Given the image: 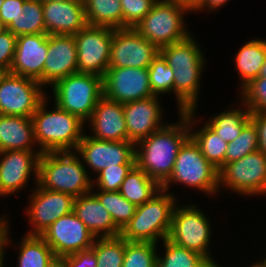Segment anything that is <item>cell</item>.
I'll return each mask as SVG.
<instances>
[{"label":"cell","instance_id":"9f6ffc18","mask_svg":"<svg viewBox=\"0 0 266 267\" xmlns=\"http://www.w3.org/2000/svg\"><path fill=\"white\" fill-rule=\"evenodd\" d=\"M7 30L6 25L0 20V34Z\"/></svg>","mask_w":266,"mask_h":267},{"label":"cell","instance_id":"1f68e13d","mask_svg":"<svg viewBox=\"0 0 266 267\" xmlns=\"http://www.w3.org/2000/svg\"><path fill=\"white\" fill-rule=\"evenodd\" d=\"M88 25L123 28V13L120 0H88L85 3Z\"/></svg>","mask_w":266,"mask_h":267},{"label":"cell","instance_id":"6f0895ef","mask_svg":"<svg viewBox=\"0 0 266 267\" xmlns=\"http://www.w3.org/2000/svg\"><path fill=\"white\" fill-rule=\"evenodd\" d=\"M262 259L260 260L261 263L266 267V254L264 252V256L261 257Z\"/></svg>","mask_w":266,"mask_h":267},{"label":"cell","instance_id":"484cf974","mask_svg":"<svg viewBox=\"0 0 266 267\" xmlns=\"http://www.w3.org/2000/svg\"><path fill=\"white\" fill-rule=\"evenodd\" d=\"M7 150H39L31 118L0 115V152Z\"/></svg>","mask_w":266,"mask_h":267},{"label":"cell","instance_id":"b9f144b4","mask_svg":"<svg viewBox=\"0 0 266 267\" xmlns=\"http://www.w3.org/2000/svg\"><path fill=\"white\" fill-rule=\"evenodd\" d=\"M157 0H120L123 13V28L135 27L151 10Z\"/></svg>","mask_w":266,"mask_h":267},{"label":"cell","instance_id":"e575fe53","mask_svg":"<svg viewBox=\"0 0 266 267\" xmlns=\"http://www.w3.org/2000/svg\"><path fill=\"white\" fill-rule=\"evenodd\" d=\"M101 204L108 210L116 226L122 231L135 214L136 206L119 191L92 189Z\"/></svg>","mask_w":266,"mask_h":267},{"label":"cell","instance_id":"52a82bcc","mask_svg":"<svg viewBox=\"0 0 266 267\" xmlns=\"http://www.w3.org/2000/svg\"><path fill=\"white\" fill-rule=\"evenodd\" d=\"M189 13L192 14V10L186 5L157 0L134 29L160 49L181 42L192 34L185 23V16Z\"/></svg>","mask_w":266,"mask_h":267},{"label":"cell","instance_id":"4fadbf2b","mask_svg":"<svg viewBox=\"0 0 266 267\" xmlns=\"http://www.w3.org/2000/svg\"><path fill=\"white\" fill-rule=\"evenodd\" d=\"M114 29L87 25L74 35L77 46V73L105 75L109 68Z\"/></svg>","mask_w":266,"mask_h":267},{"label":"cell","instance_id":"44dd1931","mask_svg":"<svg viewBox=\"0 0 266 267\" xmlns=\"http://www.w3.org/2000/svg\"><path fill=\"white\" fill-rule=\"evenodd\" d=\"M87 127L92 132L89 136L95 139L128 141L123 104L104 96L97 102L90 119L85 123V128Z\"/></svg>","mask_w":266,"mask_h":267},{"label":"cell","instance_id":"2e32d148","mask_svg":"<svg viewBox=\"0 0 266 267\" xmlns=\"http://www.w3.org/2000/svg\"><path fill=\"white\" fill-rule=\"evenodd\" d=\"M40 236L51 247L56 258L90 249L96 239L73 211L58 218Z\"/></svg>","mask_w":266,"mask_h":267},{"label":"cell","instance_id":"60d3db41","mask_svg":"<svg viewBox=\"0 0 266 267\" xmlns=\"http://www.w3.org/2000/svg\"><path fill=\"white\" fill-rule=\"evenodd\" d=\"M135 164H119L107 167L93 177L92 189L102 191H119L120 186Z\"/></svg>","mask_w":266,"mask_h":267},{"label":"cell","instance_id":"f907efd6","mask_svg":"<svg viewBox=\"0 0 266 267\" xmlns=\"http://www.w3.org/2000/svg\"><path fill=\"white\" fill-rule=\"evenodd\" d=\"M49 267H69L64 258H55Z\"/></svg>","mask_w":266,"mask_h":267},{"label":"cell","instance_id":"4dcf8cb0","mask_svg":"<svg viewBox=\"0 0 266 267\" xmlns=\"http://www.w3.org/2000/svg\"><path fill=\"white\" fill-rule=\"evenodd\" d=\"M161 190V185L136 165L122 182L119 192L136 207L150 200Z\"/></svg>","mask_w":266,"mask_h":267},{"label":"cell","instance_id":"91938a15","mask_svg":"<svg viewBox=\"0 0 266 267\" xmlns=\"http://www.w3.org/2000/svg\"><path fill=\"white\" fill-rule=\"evenodd\" d=\"M211 267H224L223 264L221 265L220 263L218 264H213Z\"/></svg>","mask_w":266,"mask_h":267},{"label":"cell","instance_id":"7bdbcfd3","mask_svg":"<svg viewBox=\"0 0 266 267\" xmlns=\"http://www.w3.org/2000/svg\"><path fill=\"white\" fill-rule=\"evenodd\" d=\"M17 36L8 29L0 34V66L10 71L13 62Z\"/></svg>","mask_w":266,"mask_h":267},{"label":"cell","instance_id":"f35d334b","mask_svg":"<svg viewBox=\"0 0 266 267\" xmlns=\"http://www.w3.org/2000/svg\"><path fill=\"white\" fill-rule=\"evenodd\" d=\"M258 146V131L254 123L250 120L243 127L239 136L228 143L225 155V164L239 160L245 155L259 150Z\"/></svg>","mask_w":266,"mask_h":267},{"label":"cell","instance_id":"5bb4252c","mask_svg":"<svg viewBox=\"0 0 266 267\" xmlns=\"http://www.w3.org/2000/svg\"><path fill=\"white\" fill-rule=\"evenodd\" d=\"M75 152L80 156L88 174L92 176L109 166L135 164V143L132 141L99 140L84 133Z\"/></svg>","mask_w":266,"mask_h":267},{"label":"cell","instance_id":"ab89813d","mask_svg":"<svg viewBox=\"0 0 266 267\" xmlns=\"http://www.w3.org/2000/svg\"><path fill=\"white\" fill-rule=\"evenodd\" d=\"M239 99L250 112H266V78L252 79L238 91Z\"/></svg>","mask_w":266,"mask_h":267},{"label":"cell","instance_id":"7402d4cb","mask_svg":"<svg viewBox=\"0 0 266 267\" xmlns=\"http://www.w3.org/2000/svg\"><path fill=\"white\" fill-rule=\"evenodd\" d=\"M42 5L48 35H75L88 25L83 3L74 0L45 1Z\"/></svg>","mask_w":266,"mask_h":267},{"label":"cell","instance_id":"c3c4849f","mask_svg":"<svg viewBox=\"0 0 266 267\" xmlns=\"http://www.w3.org/2000/svg\"><path fill=\"white\" fill-rule=\"evenodd\" d=\"M8 213H3V215L0 214V242L2 237L4 236L6 227L10 224V218ZM9 221V222H8Z\"/></svg>","mask_w":266,"mask_h":267},{"label":"cell","instance_id":"f5cc1de1","mask_svg":"<svg viewBox=\"0 0 266 267\" xmlns=\"http://www.w3.org/2000/svg\"><path fill=\"white\" fill-rule=\"evenodd\" d=\"M246 267H265V266L261 263L260 256H259V259L258 260H256L255 262H252L250 264V266L248 265Z\"/></svg>","mask_w":266,"mask_h":267},{"label":"cell","instance_id":"8992f818","mask_svg":"<svg viewBox=\"0 0 266 267\" xmlns=\"http://www.w3.org/2000/svg\"><path fill=\"white\" fill-rule=\"evenodd\" d=\"M176 204L167 239L178 246L195 251L207 258L212 264L220 262L212 255L213 224L207 213L199 205L190 202Z\"/></svg>","mask_w":266,"mask_h":267},{"label":"cell","instance_id":"681fc988","mask_svg":"<svg viewBox=\"0 0 266 267\" xmlns=\"http://www.w3.org/2000/svg\"><path fill=\"white\" fill-rule=\"evenodd\" d=\"M163 1L177 2V3H180V4L186 5L191 10L194 8V6L198 2V0H163Z\"/></svg>","mask_w":266,"mask_h":267},{"label":"cell","instance_id":"94428289","mask_svg":"<svg viewBox=\"0 0 266 267\" xmlns=\"http://www.w3.org/2000/svg\"><path fill=\"white\" fill-rule=\"evenodd\" d=\"M74 1H77V2L85 4L88 0H74Z\"/></svg>","mask_w":266,"mask_h":267},{"label":"cell","instance_id":"4316f807","mask_svg":"<svg viewBox=\"0 0 266 267\" xmlns=\"http://www.w3.org/2000/svg\"><path fill=\"white\" fill-rule=\"evenodd\" d=\"M234 66L239 77L238 89L241 90L252 79L258 78L266 60V39L253 38L236 51Z\"/></svg>","mask_w":266,"mask_h":267},{"label":"cell","instance_id":"d6a6232c","mask_svg":"<svg viewBox=\"0 0 266 267\" xmlns=\"http://www.w3.org/2000/svg\"><path fill=\"white\" fill-rule=\"evenodd\" d=\"M163 253H157V267H211L213 264L195 251L178 246L167 238L160 242Z\"/></svg>","mask_w":266,"mask_h":267},{"label":"cell","instance_id":"6125c7cd","mask_svg":"<svg viewBox=\"0 0 266 267\" xmlns=\"http://www.w3.org/2000/svg\"><path fill=\"white\" fill-rule=\"evenodd\" d=\"M3 2H4V0H0V8H1Z\"/></svg>","mask_w":266,"mask_h":267},{"label":"cell","instance_id":"277c9868","mask_svg":"<svg viewBox=\"0 0 266 267\" xmlns=\"http://www.w3.org/2000/svg\"><path fill=\"white\" fill-rule=\"evenodd\" d=\"M177 199V194L161 189L150 200L136 207L134 216L121 231V236L127 241L160 245L168 237Z\"/></svg>","mask_w":266,"mask_h":267},{"label":"cell","instance_id":"603a6c76","mask_svg":"<svg viewBox=\"0 0 266 267\" xmlns=\"http://www.w3.org/2000/svg\"><path fill=\"white\" fill-rule=\"evenodd\" d=\"M9 224L0 242V252L6 255V250L12 248L18 252L16 267H49L56 256L51 247L39 235L24 234L19 242L14 243Z\"/></svg>","mask_w":266,"mask_h":267},{"label":"cell","instance_id":"83f0119b","mask_svg":"<svg viewBox=\"0 0 266 267\" xmlns=\"http://www.w3.org/2000/svg\"><path fill=\"white\" fill-rule=\"evenodd\" d=\"M206 68L173 69L174 98L178 112H185L199 108L201 82ZM178 107V108H177Z\"/></svg>","mask_w":266,"mask_h":267},{"label":"cell","instance_id":"816d5d0a","mask_svg":"<svg viewBox=\"0 0 266 267\" xmlns=\"http://www.w3.org/2000/svg\"><path fill=\"white\" fill-rule=\"evenodd\" d=\"M9 73L10 71L6 67L0 66V84Z\"/></svg>","mask_w":266,"mask_h":267},{"label":"cell","instance_id":"7dc6e473","mask_svg":"<svg viewBox=\"0 0 266 267\" xmlns=\"http://www.w3.org/2000/svg\"><path fill=\"white\" fill-rule=\"evenodd\" d=\"M230 0H198L197 4L192 9L193 14H200V12L207 14L217 13L219 9L225 7Z\"/></svg>","mask_w":266,"mask_h":267},{"label":"cell","instance_id":"ee69618b","mask_svg":"<svg viewBox=\"0 0 266 267\" xmlns=\"http://www.w3.org/2000/svg\"><path fill=\"white\" fill-rule=\"evenodd\" d=\"M69 267H97V259L90 248L64 257Z\"/></svg>","mask_w":266,"mask_h":267},{"label":"cell","instance_id":"7c38bea8","mask_svg":"<svg viewBox=\"0 0 266 267\" xmlns=\"http://www.w3.org/2000/svg\"><path fill=\"white\" fill-rule=\"evenodd\" d=\"M47 93L37 80L9 73L0 84V115L31 118Z\"/></svg>","mask_w":266,"mask_h":267},{"label":"cell","instance_id":"74e56055","mask_svg":"<svg viewBox=\"0 0 266 267\" xmlns=\"http://www.w3.org/2000/svg\"><path fill=\"white\" fill-rule=\"evenodd\" d=\"M157 244L125 240V255L122 267H157Z\"/></svg>","mask_w":266,"mask_h":267},{"label":"cell","instance_id":"8fae6325","mask_svg":"<svg viewBox=\"0 0 266 267\" xmlns=\"http://www.w3.org/2000/svg\"><path fill=\"white\" fill-rule=\"evenodd\" d=\"M40 150H7L0 152V199L25 192L30 181L38 184ZM18 193V194H17Z\"/></svg>","mask_w":266,"mask_h":267},{"label":"cell","instance_id":"9a60e30c","mask_svg":"<svg viewBox=\"0 0 266 267\" xmlns=\"http://www.w3.org/2000/svg\"><path fill=\"white\" fill-rule=\"evenodd\" d=\"M160 49L133 27L114 29L109 68H148Z\"/></svg>","mask_w":266,"mask_h":267},{"label":"cell","instance_id":"d590c367","mask_svg":"<svg viewBox=\"0 0 266 267\" xmlns=\"http://www.w3.org/2000/svg\"><path fill=\"white\" fill-rule=\"evenodd\" d=\"M91 249L96 255L97 267H122L125 239L121 235L96 238Z\"/></svg>","mask_w":266,"mask_h":267},{"label":"cell","instance_id":"6da1fadb","mask_svg":"<svg viewBox=\"0 0 266 267\" xmlns=\"http://www.w3.org/2000/svg\"><path fill=\"white\" fill-rule=\"evenodd\" d=\"M177 121L135 144V165L162 185L172 174L180 147L190 137L189 110L177 113Z\"/></svg>","mask_w":266,"mask_h":267},{"label":"cell","instance_id":"ffe728a7","mask_svg":"<svg viewBox=\"0 0 266 267\" xmlns=\"http://www.w3.org/2000/svg\"><path fill=\"white\" fill-rule=\"evenodd\" d=\"M48 53V34L20 35L16 38L10 73L39 80Z\"/></svg>","mask_w":266,"mask_h":267},{"label":"cell","instance_id":"ba28073f","mask_svg":"<svg viewBox=\"0 0 266 267\" xmlns=\"http://www.w3.org/2000/svg\"><path fill=\"white\" fill-rule=\"evenodd\" d=\"M47 91L51 93L47 96L53 98L52 103L86 123L103 97V77L75 73L60 79Z\"/></svg>","mask_w":266,"mask_h":267},{"label":"cell","instance_id":"680465c9","mask_svg":"<svg viewBox=\"0 0 266 267\" xmlns=\"http://www.w3.org/2000/svg\"><path fill=\"white\" fill-rule=\"evenodd\" d=\"M41 2L45 1H57V2H64V1H69V0H40Z\"/></svg>","mask_w":266,"mask_h":267},{"label":"cell","instance_id":"5b68a950","mask_svg":"<svg viewBox=\"0 0 266 267\" xmlns=\"http://www.w3.org/2000/svg\"><path fill=\"white\" fill-rule=\"evenodd\" d=\"M179 184L190 190H197L205 197L220 196L219 173L202 154L198 145L189 137L180 147L170 177L161 185V189L170 192L173 185Z\"/></svg>","mask_w":266,"mask_h":267},{"label":"cell","instance_id":"7a4b0ae2","mask_svg":"<svg viewBox=\"0 0 266 267\" xmlns=\"http://www.w3.org/2000/svg\"><path fill=\"white\" fill-rule=\"evenodd\" d=\"M51 102L47 96L31 117L36 145L41 153L75 151L87 130L85 123Z\"/></svg>","mask_w":266,"mask_h":267},{"label":"cell","instance_id":"ac0fdd59","mask_svg":"<svg viewBox=\"0 0 266 267\" xmlns=\"http://www.w3.org/2000/svg\"><path fill=\"white\" fill-rule=\"evenodd\" d=\"M160 99L153 96L123 104L128 141L136 144L169 122H165V107Z\"/></svg>","mask_w":266,"mask_h":267},{"label":"cell","instance_id":"11a10c76","mask_svg":"<svg viewBox=\"0 0 266 267\" xmlns=\"http://www.w3.org/2000/svg\"><path fill=\"white\" fill-rule=\"evenodd\" d=\"M7 258H5L4 256H3V254L0 252V267H6V262H5V260H6Z\"/></svg>","mask_w":266,"mask_h":267},{"label":"cell","instance_id":"30bf717a","mask_svg":"<svg viewBox=\"0 0 266 267\" xmlns=\"http://www.w3.org/2000/svg\"><path fill=\"white\" fill-rule=\"evenodd\" d=\"M28 191V204L23 210L30 230L26 235H41L58 218L73 211L74 197L67 193L47 190L39 184Z\"/></svg>","mask_w":266,"mask_h":267},{"label":"cell","instance_id":"d6986e66","mask_svg":"<svg viewBox=\"0 0 266 267\" xmlns=\"http://www.w3.org/2000/svg\"><path fill=\"white\" fill-rule=\"evenodd\" d=\"M77 55L74 35H48V53L38 82L49 89L60 79L77 73Z\"/></svg>","mask_w":266,"mask_h":267},{"label":"cell","instance_id":"e0dca14e","mask_svg":"<svg viewBox=\"0 0 266 267\" xmlns=\"http://www.w3.org/2000/svg\"><path fill=\"white\" fill-rule=\"evenodd\" d=\"M103 96L122 104L153 97L148 68H108L103 76Z\"/></svg>","mask_w":266,"mask_h":267},{"label":"cell","instance_id":"3957f363","mask_svg":"<svg viewBox=\"0 0 266 267\" xmlns=\"http://www.w3.org/2000/svg\"><path fill=\"white\" fill-rule=\"evenodd\" d=\"M38 184L75 198L92 191L93 177L75 151L46 152L39 158Z\"/></svg>","mask_w":266,"mask_h":267},{"label":"cell","instance_id":"f546056e","mask_svg":"<svg viewBox=\"0 0 266 267\" xmlns=\"http://www.w3.org/2000/svg\"><path fill=\"white\" fill-rule=\"evenodd\" d=\"M236 102L238 103L233 102L228 106L229 108L221 110L208 120H203L227 143L238 137L243 127L250 121V110L239 99ZM236 104L237 107L234 106Z\"/></svg>","mask_w":266,"mask_h":267},{"label":"cell","instance_id":"8d00e7d4","mask_svg":"<svg viewBox=\"0 0 266 267\" xmlns=\"http://www.w3.org/2000/svg\"><path fill=\"white\" fill-rule=\"evenodd\" d=\"M149 82L154 96L174 95V71L161 54L148 67Z\"/></svg>","mask_w":266,"mask_h":267},{"label":"cell","instance_id":"836d02e7","mask_svg":"<svg viewBox=\"0 0 266 267\" xmlns=\"http://www.w3.org/2000/svg\"><path fill=\"white\" fill-rule=\"evenodd\" d=\"M16 20H13L7 29L14 35L46 34L43 5L40 0H25Z\"/></svg>","mask_w":266,"mask_h":267},{"label":"cell","instance_id":"f1b7e54d","mask_svg":"<svg viewBox=\"0 0 266 267\" xmlns=\"http://www.w3.org/2000/svg\"><path fill=\"white\" fill-rule=\"evenodd\" d=\"M204 52L193 33L181 42L160 48V54L172 69L207 67L208 58Z\"/></svg>","mask_w":266,"mask_h":267},{"label":"cell","instance_id":"d4e9b609","mask_svg":"<svg viewBox=\"0 0 266 267\" xmlns=\"http://www.w3.org/2000/svg\"><path fill=\"white\" fill-rule=\"evenodd\" d=\"M197 110H189L190 137L198 145L203 156L219 171L225 165L228 143L215 134L206 123H202V116L198 115Z\"/></svg>","mask_w":266,"mask_h":267},{"label":"cell","instance_id":"bcb514c9","mask_svg":"<svg viewBox=\"0 0 266 267\" xmlns=\"http://www.w3.org/2000/svg\"><path fill=\"white\" fill-rule=\"evenodd\" d=\"M250 120L258 131V149L266 155V112H250Z\"/></svg>","mask_w":266,"mask_h":267},{"label":"cell","instance_id":"9c48e42d","mask_svg":"<svg viewBox=\"0 0 266 267\" xmlns=\"http://www.w3.org/2000/svg\"><path fill=\"white\" fill-rule=\"evenodd\" d=\"M218 173L219 193L224 189L240 197L266 196V155L260 150L225 164Z\"/></svg>","mask_w":266,"mask_h":267},{"label":"cell","instance_id":"db71d44e","mask_svg":"<svg viewBox=\"0 0 266 267\" xmlns=\"http://www.w3.org/2000/svg\"><path fill=\"white\" fill-rule=\"evenodd\" d=\"M259 77L266 78V60H265L263 66H262V68H261Z\"/></svg>","mask_w":266,"mask_h":267},{"label":"cell","instance_id":"f6af8a7d","mask_svg":"<svg viewBox=\"0 0 266 267\" xmlns=\"http://www.w3.org/2000/svg\"><path fill=\"white\" fill-rule=\"evenodd\" d=\"M25 0H4L0 8V20L6 27L23 13L22 7Z\"/></svg>","mask_w":266,"mask_h":267},{"label":"cell","instance_id":"cb8c5ba5","mask_svg":"<svg viewBox=\"0 0 266 267\" xmlns=\"http://www.w3.org/2000/svg\"><path fill=\"white\" fill-rule=\"evenodd\" d=\"M73 212L96 238L121 235L111 214L92 191L74 198Z\"/></svg>","mask_w":266,"mask_h":267}]
</instances>
